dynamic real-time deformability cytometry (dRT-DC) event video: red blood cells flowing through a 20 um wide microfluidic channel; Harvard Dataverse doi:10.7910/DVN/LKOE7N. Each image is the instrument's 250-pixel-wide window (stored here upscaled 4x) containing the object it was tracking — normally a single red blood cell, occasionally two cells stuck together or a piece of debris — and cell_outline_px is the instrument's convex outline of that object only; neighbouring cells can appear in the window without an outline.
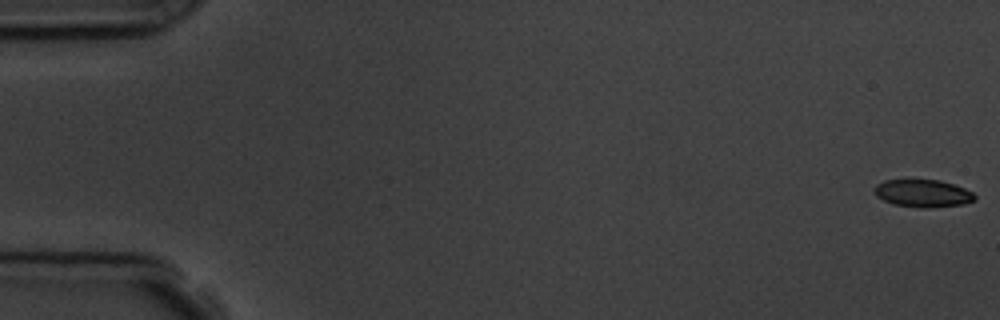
{"species": "common noctule bat (a hibernating species)", "species_latin": "Nyctalus noctula", "temperature_condition": "room temperature", "stored_images_in_passage": 5, "camera_frame_rate_fps": 3000, "um_per_image_px": 0.085, "animal": {"sex": "male", "body_mass_g": 19.5, "forearm_length_mm": 54.6}, "frame": {"image": 1, "passage_image": 1, "time_ms": 0.0, "image_size_px": [1000, 320], "cell_outline_px": [[976, 200], [964, 204], [928, 208], [920, 208], [892, 204], [876, 196], [872, 188], [876, 184], [884, 180], [940, 180], [964, 188], [972, 192], [976, 196]], "centroid_in_image_um": [78.42, 16.44], "position_along_channel_um": 6.6, "area_um2": 16.24}}
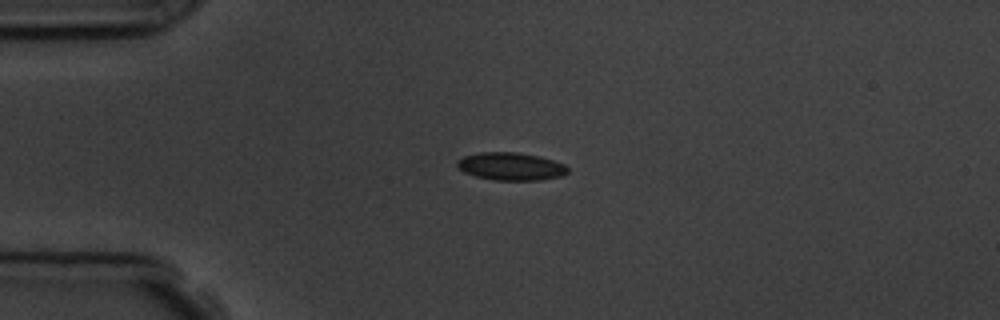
{"frame": {"image": 2, "passage_image": 4, "time_ms": 4.333, "image_size_px": [1000, 320], "cell_outline_px": [[568, 172], [560, 176], [540, 180], [496, 180], [476, 176], [464, 172], [456, 168], [456, 160], [464, 156], [480, 152], [516, 152], [540, 156], [564, 164], [568, 168]], "centroid_in_image_um": [43.39, 14.14], "position_along_channel_um": 41.6, "area_um2": 17.92}}